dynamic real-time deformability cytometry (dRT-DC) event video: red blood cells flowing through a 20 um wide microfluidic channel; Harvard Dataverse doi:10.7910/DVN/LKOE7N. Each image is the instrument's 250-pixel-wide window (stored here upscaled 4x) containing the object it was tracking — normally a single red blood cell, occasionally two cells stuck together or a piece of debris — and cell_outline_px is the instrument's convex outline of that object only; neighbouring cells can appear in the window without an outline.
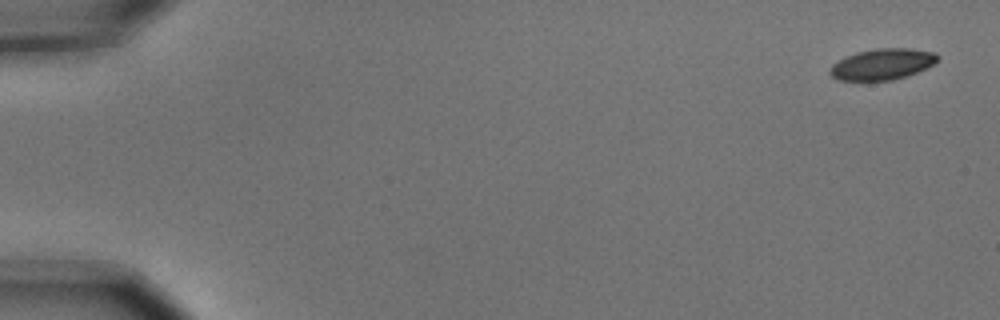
{"species": "common noctule bat (a hibernating species)", "species_latin": "Nyctalus noctula", "temperature_condition": "cold", "stored_images_in_passage": 4, "camera_frame_rate_fps": 3000, "um_per_image_px": 0.085, "animal": {"sex": "male", "body_mass_g": 15.6}, "frame": {"image": 1, "passage_image": 1, "time_ms": 0.0, "image_size_px": [1000, 320], "cell_outline_px": [[940, 56], [932, 64], [916, 72], [892, 80], [840, 80], [832, 76], [828, 72], [832, 64], [844, 56], [856, 52], [876, 48], [912, 48], [936, 52]], "centroid_in_image_um": [74.97, 5.43], "position_along_channel_um": 10.0, "area_um2": 19.42}}